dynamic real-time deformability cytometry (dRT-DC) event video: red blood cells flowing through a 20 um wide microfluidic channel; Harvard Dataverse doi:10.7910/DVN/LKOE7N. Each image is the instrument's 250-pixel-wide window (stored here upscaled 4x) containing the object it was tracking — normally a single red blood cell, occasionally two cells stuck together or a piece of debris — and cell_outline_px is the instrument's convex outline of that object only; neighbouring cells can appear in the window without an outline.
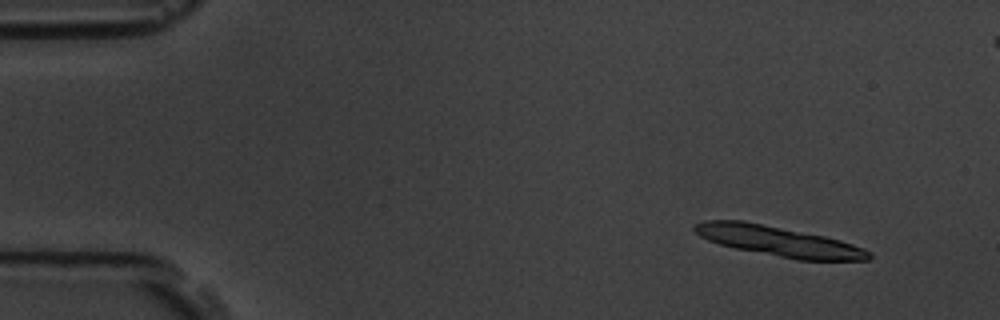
{"species": "common noctule bat (a hibernating species)", "species_latin": "Nyctalus noctula", "temperature_condition": "room temperature", "stored_images_in_passage": 6, "camera_frame_rate_fps": 3000, "um_per_image_px": 0.085, "animal": {"sex": "male", "body_mass_g": 19.5, "forearm_length_mm": 54.6}, "frame": {"image": 1, "passage_image": 2, "time_ms": 1.0, "image_size_px": [1000, 320], "cell_outline_px": [[872, 256], [868, 260], [796, 260], [736, 248], [720, 244], [708, 240], [700, 236], [692, 228], [692, 224], [704, 220], [744, 220], [824, 236], [840, 240], [864, 248], [872, 252]], "centroid_in_image_um": [66.17, 20.49], "position_along_channel_um": 18.8, "area_um2": 30.52}}